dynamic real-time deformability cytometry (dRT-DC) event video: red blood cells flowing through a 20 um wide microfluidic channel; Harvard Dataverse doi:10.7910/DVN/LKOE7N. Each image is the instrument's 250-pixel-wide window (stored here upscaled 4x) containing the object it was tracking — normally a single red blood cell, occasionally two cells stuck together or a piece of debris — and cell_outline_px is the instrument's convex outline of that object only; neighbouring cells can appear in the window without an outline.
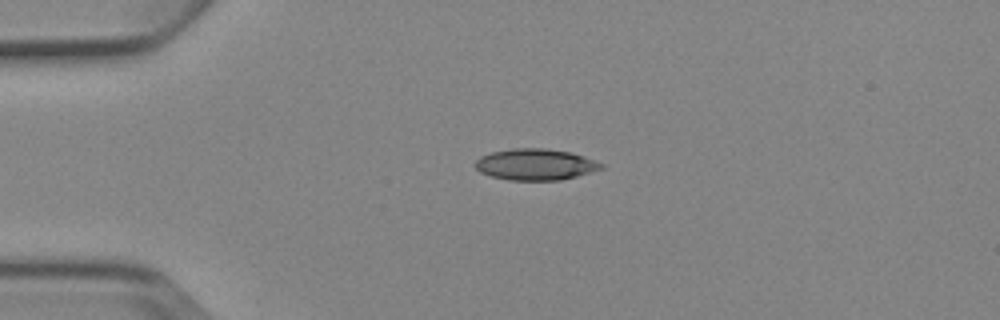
{"species": "Egyptian fruit bat (a non-hibernating species)", "species_latin": "Rousettus aegyptiacus", "temperature_condition": "cold", "stored_images_in_passage": 5, "camera_frame_rate_fps": 3000, "um_per_image_px": 0.085, "animal": {"sex": "female"}, "frame": {"image": 1, "passage_image": 5, "time_ms": 4.667, "image_size_px": [1000, 320], "cell_outline_px": [[604, 168], [576, 176], [560, 180], [508, 180], [492, 176], [480, 172], [476, 168], [476, 160], [480, 156], [492, 152], [512, 148], [544, 148], [568, 152], [584, 156], [604, 164]], "centroid_in_image_um": [45.51, 13.98], "position_along_channel_um": 39.5, "area_um2": 22.83}}